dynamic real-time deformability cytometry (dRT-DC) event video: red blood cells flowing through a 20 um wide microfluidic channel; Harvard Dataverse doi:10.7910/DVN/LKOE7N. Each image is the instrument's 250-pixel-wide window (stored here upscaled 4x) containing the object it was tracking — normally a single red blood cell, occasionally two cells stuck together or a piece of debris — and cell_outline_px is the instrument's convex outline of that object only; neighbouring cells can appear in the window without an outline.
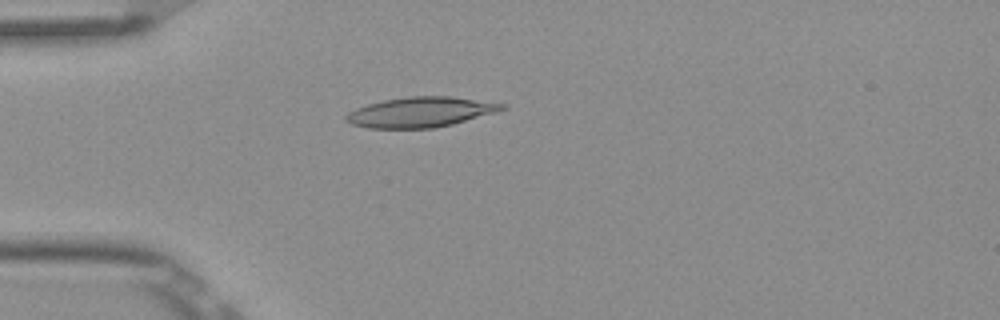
{"species": "Egyptian fruit bat (a non-hibernating species)", "species_latin": "Rousettus aegyptiacus", "temperature_condition": "room temperature", "stored_images_in_passage": 5, "camera_frame_rate_fps": 3000, "um_per_image_px": 0.085, "frame": {"image": 1, "passage_image": 4, "time_ms": 1.0, "image_size_px": [1000, 320], "cell_outline_px": [[508, 108], [496, 112], [452, 124], [432, 128], [368, 128], [352, 124], [344, 120], [344, 116], [348, 112], [356, 108], [368, 104], [384, 100], [408, 96], [452, 96], [508, 104]], "centroid_in_image_um": [35.76, 9.52], "position_along_channel_um": 49.2, "area_um2": 27.46}}